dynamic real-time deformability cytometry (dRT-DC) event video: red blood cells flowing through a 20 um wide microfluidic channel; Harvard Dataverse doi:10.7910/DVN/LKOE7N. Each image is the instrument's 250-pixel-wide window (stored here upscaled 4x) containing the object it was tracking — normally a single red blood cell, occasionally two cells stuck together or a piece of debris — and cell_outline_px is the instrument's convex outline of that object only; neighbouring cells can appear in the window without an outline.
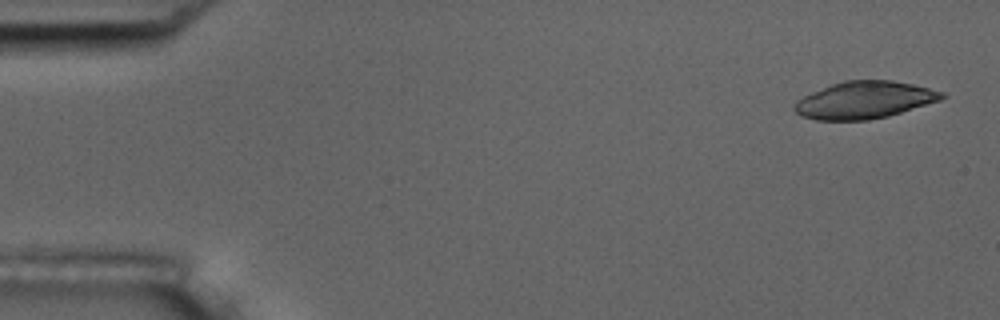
{"species": "common noctule bat (a hibernating species)", "species_latin": "Nyctalus noctula", "temperature_condition": "room temperature", "stored_images_in_passage": 6, "camera_frame_rate_fps": 3000, "um_per_image_px": 0.085, "animal": {"sex": "male", "body_mass_g": 17.5, "forearm_length_mm": 52.3}, "frame": {"image": 1, "passage_image": 1, "time_ms": 0.0, "image_size_px": [1000, 320], "cell_outline_px": [[948, 96], [940, 100], [888, 116], [868, 120], [816, 120], [800, 116], [792, 108], [792, 104], [796, 100], [812, 92], [832, 84], [844, 80], [892, 80], [912, 84], [944, 92]], "centroid_in_image_um": [73.44, 8.5], "position_along_channel_um": 11.6, "area_um2": 31.96}}